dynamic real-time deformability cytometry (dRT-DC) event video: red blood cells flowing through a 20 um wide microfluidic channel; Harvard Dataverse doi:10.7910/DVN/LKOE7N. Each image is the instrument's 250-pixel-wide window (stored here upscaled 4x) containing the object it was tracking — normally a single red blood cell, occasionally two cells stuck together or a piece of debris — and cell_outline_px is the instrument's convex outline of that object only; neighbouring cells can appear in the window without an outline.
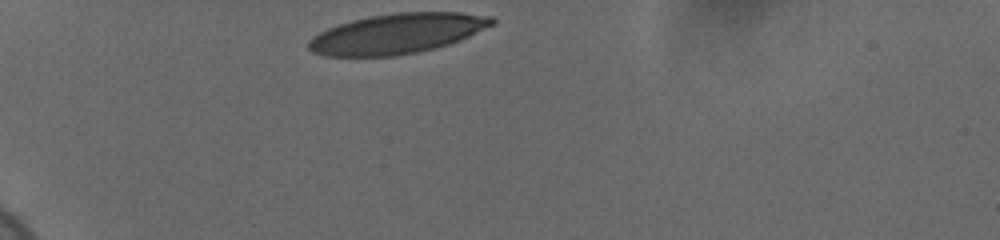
{"species": "human", "species_latin": "Homo sapiens", "temperature_condition": "cold", "stored_images_in_passage": 33, "camera_frame_rate_fps": 3000, "um_per_image_px": 0.085, "donor": {"sex": "female"}, "frame": {"image": 1, "passage_image": 1, "time_ms": 0.0, "image_size_px": [1000, 240], "cell_outline_px": [[496, 24], [460, 40], [436, 48], [420, 52], [396, 56], [324, 56], [312, 52], [308, 48], [308, 40], [312, 36], [328, 28], [352, 20], [372, 16], [396, 12], [460, 12], [492, 16], [496, 20]], "centroid_in_image_um": [33.79, 2.86], "position_along_channel_um": 51.2, "area_um2": 43.06}}
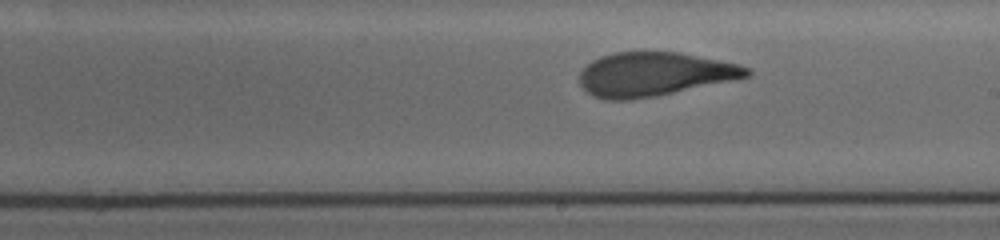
{"frame": {"image": 2, "passage_image": 19, "time_ms": 6.0, "image_size_px": [1000, 240], "cell_outline_px": [[752, 72], [748, 76], [732, 80], [656, 96], [628, 100], [604, 100], [592, 96], [580, 84], [580, 72], [592, 60], [600, 56], [616, 52], [680, 52], [740, 64], [752, 68]], "centroid_in_image_um": [55.61, 6.31], "position_along_channel_um": 233.4, "area_um2": 42.71}}
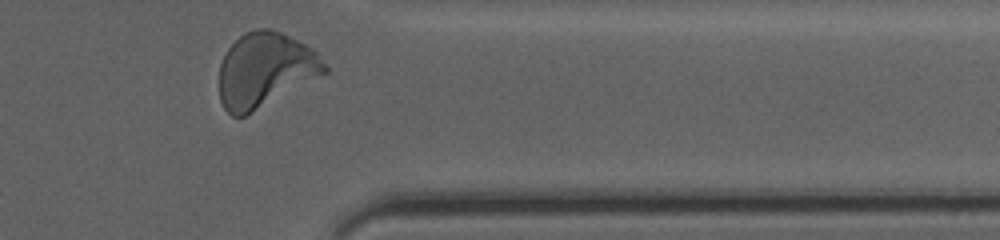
{"frame": {"image": 3, "passage_image": 32, "time_ms": 10.333, "image_size_px": [1000, 240], "cell_outline_px": [[328, 72], [244, 116], [232, 116], [224, 108], [220, 100], [220, 64], [228, 48], [244, 32], [256, 28], [268, 28], [280, 32], [308, 44], [316, 52], [328, 68]], "centroid_in_image_um": [22.54, 5.92], "position_along_channel_um": 388.9, "area_um2": 45.43}, "authors_computed_cell_mechanics": {"area_um2": 43.639, "velocity_mm_per_s": 3.665, "shape_relaxation_time_tau1_ms": 7.2833, "shape_relaxation_time_tau2_ms": 0.8575, "deformation_change_tau1": 0.2238, "deformation_change_tau2": 0.0732}}